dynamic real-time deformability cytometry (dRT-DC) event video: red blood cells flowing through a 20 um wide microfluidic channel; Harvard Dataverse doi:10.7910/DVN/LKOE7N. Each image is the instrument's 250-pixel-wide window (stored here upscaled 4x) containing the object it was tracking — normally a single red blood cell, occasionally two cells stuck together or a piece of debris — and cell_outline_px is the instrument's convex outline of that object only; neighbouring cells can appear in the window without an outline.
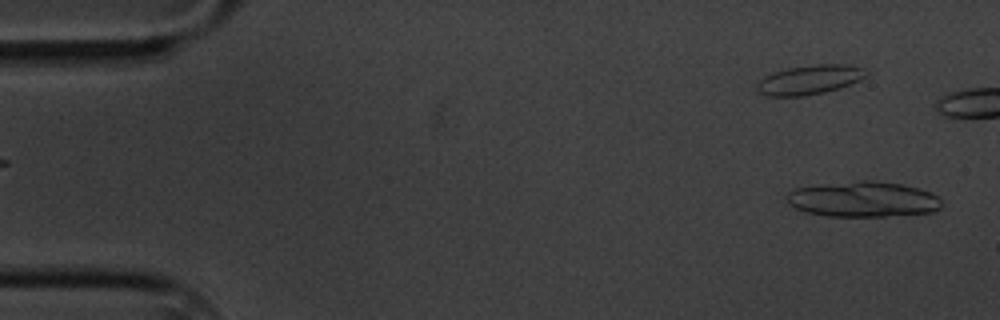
{"species": "common noctule bat (a hibernating species)", "species_latin": "Nyctalus noctula", "temperature_condition": "cold", "stored_images_in_passage": 5, "segment_of_instrument_passage": [2, 2], "camera_frame_rate_fps": 3000, "um_per_image_px": 0.085, "animal": {"sex": "male", "body_mass_g": 20.1, "forearm_length_mm": 53.5}, "frame": {"image": 1, "passage_image": 5, "time_ms": 4.667, "image_size_px": [1000, 320], "cell_outline_px": [[940, 208], [932, 212], [884, 216], [828, 216], [804, 212], [788, 204], [784, 196], [792, 188], [820, 184], [864, 180], [872, 180], [904, 184], [932, 192], [940, 200]], "centroid_in_image_um": [73.3, 16.93], "position_along_channel_um": 11.7, "area_um2": 32.25}}